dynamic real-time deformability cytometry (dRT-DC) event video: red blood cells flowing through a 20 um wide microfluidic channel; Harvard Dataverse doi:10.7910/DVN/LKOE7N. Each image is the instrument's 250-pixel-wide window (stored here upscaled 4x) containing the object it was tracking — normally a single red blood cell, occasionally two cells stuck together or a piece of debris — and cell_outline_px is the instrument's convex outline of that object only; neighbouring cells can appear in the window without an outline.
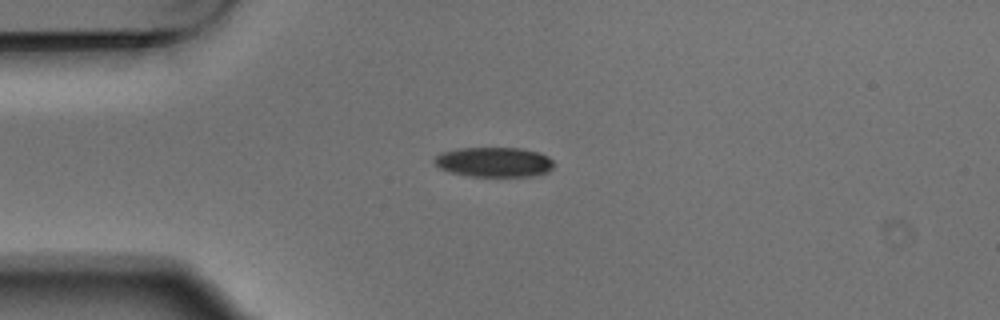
{"species": "Egyptian fruit bat (a non-hibernating species)", "species_latin": "Rousettus aegyptiacus", "temperature_condition": "warm", "stored_images_in_passage": 5, "camera_frame_rate_fps": 3000, "um_per_image_px": 0.085, "animal": {"sex": "male"}, "frame": {"image": 1, "passage_image": 1, "time_ms": 0.0, "image_size_px": [1000, 320], "cell_outline_px": [[552, 168], [548, 172], [532, 176], [472, 176], [448, 172], [440, 168], [432, 160], [440, 152], [460, 148], [520, 148], [540, 152], [548, 156], [552, 160]], "centroid_in_image_um": [41.98, 13.77], "position_along_channel_um": 43.0, "area_um2": 20.81}}
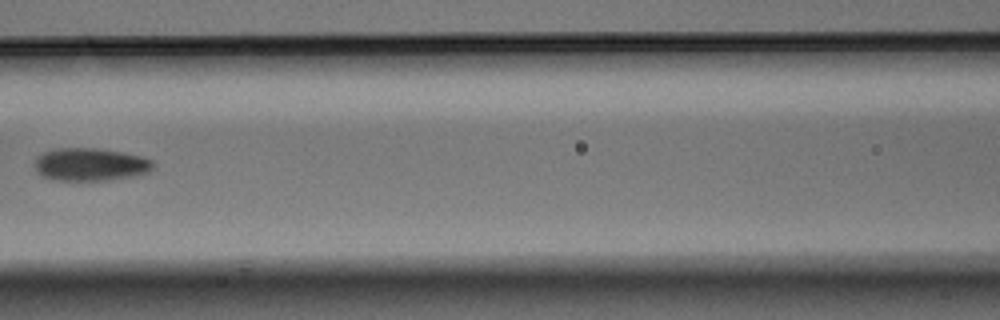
{"frame": {"image": 2, "passage_image": 4, "time_ms": 1.0, "image_size_px": [1000, 320], "cell_outline_px": [[156, 164], [148, 172], [136, 176], [108, 180], [52, 180], [40, 176], [36, 172], [32, 164], [36, 156], [44, 152], [56, 148], [96, 148], [120, 152], [140, 156], [152, 160]], "centroid_in_image_um": [7.62, 13.98], "position_along_channel_um": 159.0, "area_um2": 23.0}}
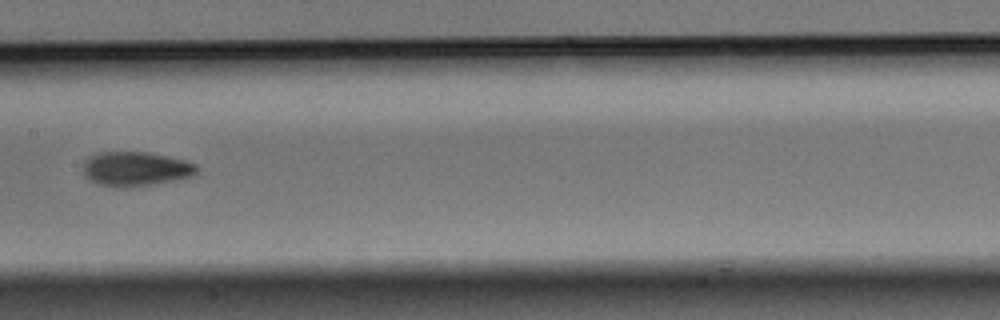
{"frame": {"image": 3, "passage_image": 5, "time_ms": 1.333, "image_size_px": [1000, 320], "cell_outline_px": [[200, 168], [192, 176], [152, 184], [128, 188], [124, 188], [100, 184], [84, 176], [84, 164], [88, 156], [96, 152], [148, 152], [196, 164]], "centroid_in_image_um": [11.5, 14.35], "position_along_channel_um": 195.9, "area_um2": 22.48}}